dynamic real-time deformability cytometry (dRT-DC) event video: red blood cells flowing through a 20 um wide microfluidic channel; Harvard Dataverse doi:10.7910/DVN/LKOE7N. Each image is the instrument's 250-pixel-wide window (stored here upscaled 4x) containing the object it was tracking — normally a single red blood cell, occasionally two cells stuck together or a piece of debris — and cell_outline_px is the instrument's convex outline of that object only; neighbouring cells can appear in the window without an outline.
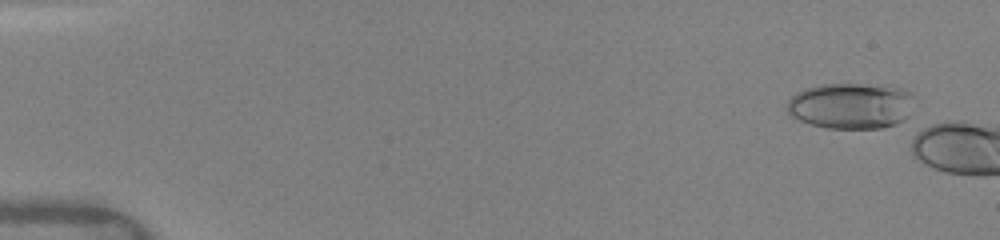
{"species": "human", "species_latin": "Homo sapiens", "temperature_condition": "warm", "stored_images_in_passage": 9, "camera_frame_rate_fps": 3000, "um_per_image_px": 0.085, "donor": {"sex": "female"}, "frame": {"image": 1, "passage_image": 5, "time_ms": 0.667, "image_size_px": [1000, 240], "cell_outline_px": [[912, 92], [908, 116], [904, 120], [896, 124], [884, 128], [828, 128], [812, 124], [800, 120], [792, 116], [788, 112], [788, 100], [796, 92], [820, 84], [884, 84], [904, 88]], "centroid_in_image_um": [72.35, 8.97], "position_along_channel_um": 12.6, "area_um2": 34.16}}